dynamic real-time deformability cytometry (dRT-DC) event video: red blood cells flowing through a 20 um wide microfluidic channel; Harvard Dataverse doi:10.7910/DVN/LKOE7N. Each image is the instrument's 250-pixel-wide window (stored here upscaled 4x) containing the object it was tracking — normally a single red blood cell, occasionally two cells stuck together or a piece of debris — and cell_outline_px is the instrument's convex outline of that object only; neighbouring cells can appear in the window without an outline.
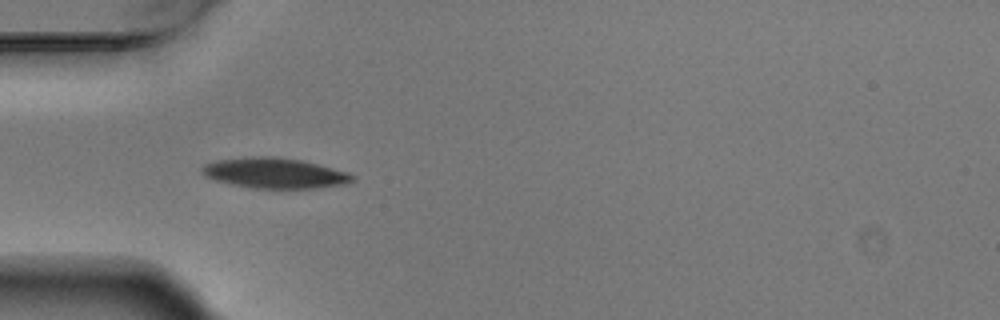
{"species": "Egyptian fruit bat (a non-hibernating species)", "species_latin": "Rousettus aegyptiacus", "temperature_condition": "warm", "stored_images_in_passage": 2, "camera_frame_rate_fps": 3000, "um_per_image_px": 0.085, "animal": {"sex": "male"}, "frame": {"image": 1, "passage_image": 2, "time_ms": 0.333, "image_size_px": [1000, 320], "cell_outline_px": [[356, 180], [344, 184], [316, 188], [252, 188], [232, 184], [216, 180], [204, 176], [200, 172], [200, 168], [204, 164], [216, 160], [252, 156], [276, 156], [304, 160], [348, 172], [356, 176]], "centroid_in_image_um": [23.35, 14.7], "position_along_channel_um": 61.6, "area_um2": 26.93}}